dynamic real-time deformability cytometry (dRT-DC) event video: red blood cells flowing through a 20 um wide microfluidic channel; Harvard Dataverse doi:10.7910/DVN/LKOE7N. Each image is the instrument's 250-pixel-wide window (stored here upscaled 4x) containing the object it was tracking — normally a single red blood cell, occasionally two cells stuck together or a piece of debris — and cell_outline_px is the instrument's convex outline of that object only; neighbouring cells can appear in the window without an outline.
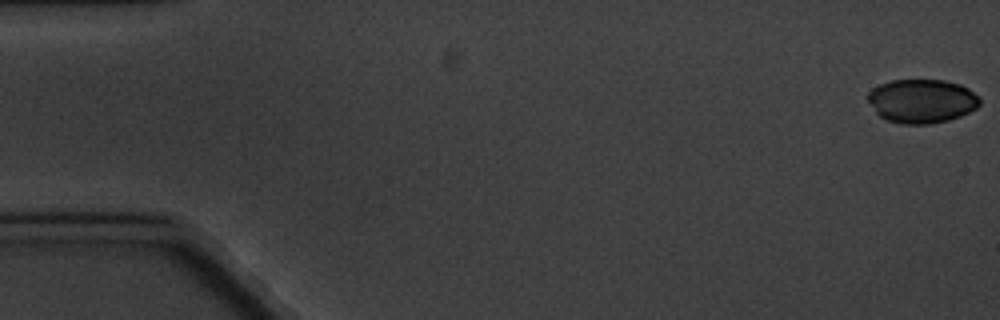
{"species": "common noctule bat (a hibernating species)", "species_latin": "Nyctalus noctula", "temperature_condition": "cold", "stored_images_in_passage": 5, "camera_frame_rate_fps": 3000, "um_per_image_px": 0.085, "animal": {"sex": "male", "body_mass_g": 20.1, "forearm_length_mm": 53.5}, "frame": {"image": 1, "passage_image": 1, "time_ms": 0.0, "image_size_px": [1000, 320], "cell_outline_px": [[980, 104], [976, 108], [960, 116], [948, 120], [928, 124], [904, 124], [888, 120], [880, 116], [876, 112], [868, 100], [868, 92], [872, 88], [880, 84], [892, 80], [944, 80], [960, 84], [968, 88], [980, 96]], "centroid_in_image_um": [78.37, 8.58], "position_along_channel_um": 6.6, "area_um2": 28.55}}